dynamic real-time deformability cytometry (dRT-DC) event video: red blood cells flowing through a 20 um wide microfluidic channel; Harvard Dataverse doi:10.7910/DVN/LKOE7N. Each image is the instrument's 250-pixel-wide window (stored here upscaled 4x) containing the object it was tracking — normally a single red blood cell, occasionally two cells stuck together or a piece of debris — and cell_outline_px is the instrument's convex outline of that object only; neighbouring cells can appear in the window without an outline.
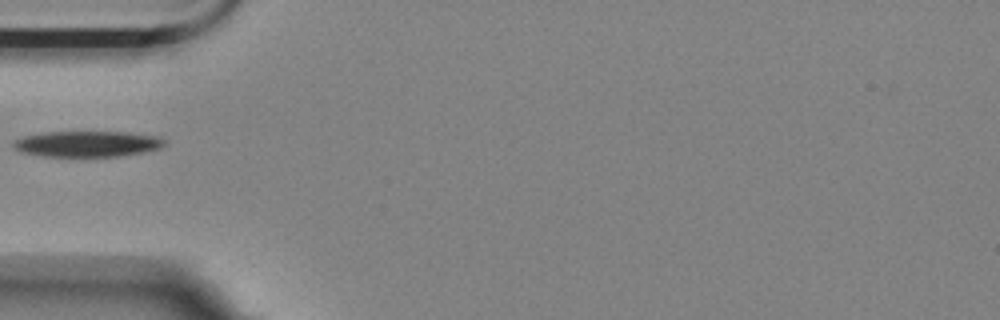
{"species": "Egyptian fruit bat (a non-hibernating species)", "species_latin": "Rousettus aegyptiacus", "temperature_condition": "room temperature", "stored_images_in_passage": 31, "camera_frame_rate_fps": 3000, "um_per_image_px": 0.085, "animal": {"sex": "female"}, "frame": {"image": 1, "passage_image": 1, "time_ms": 0.0, "image_size_px": [1000, 320], "cell_outline_px": [[168, 144], [160, 148], [144, 152], [120, 156], [44, 156], [20, 152], [12, 144], [12, 140], [24, 136], [44, 132], [124, 132], [160, 136]], "centroid_in_image_um": [7.44, 12.22], "position_along_channel_um": 77.6, "area_um2": 22.83}}
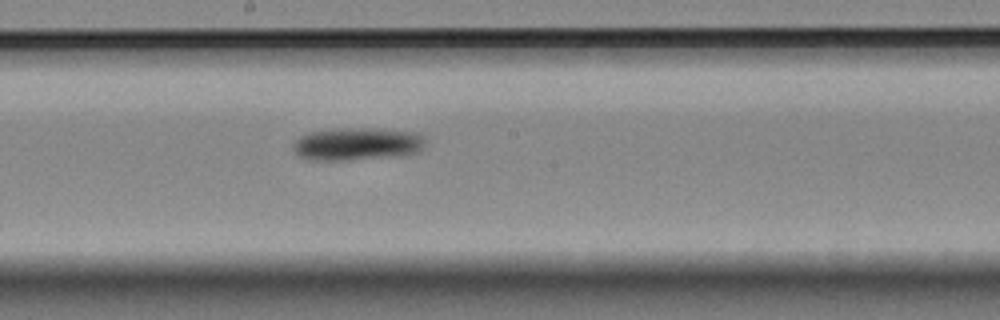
{"frame": {"image": 2, "passage_image": 13, "time_ms": 4.0, "image_size_px": [1000, 320], "cell_outline_px": [[424, 144], [420, 152], [400, 156], [348, 160], [312, 160], [300, 156], [292, 148], [292, 144], [300, 136], [308, 132], [332, 128], [372, 128], [420, 132], [424, 136]], "centroid_in_image_um": [30.38, 12.22], "position_along_channel_um": 217.8, "area_um2": 25.66}}
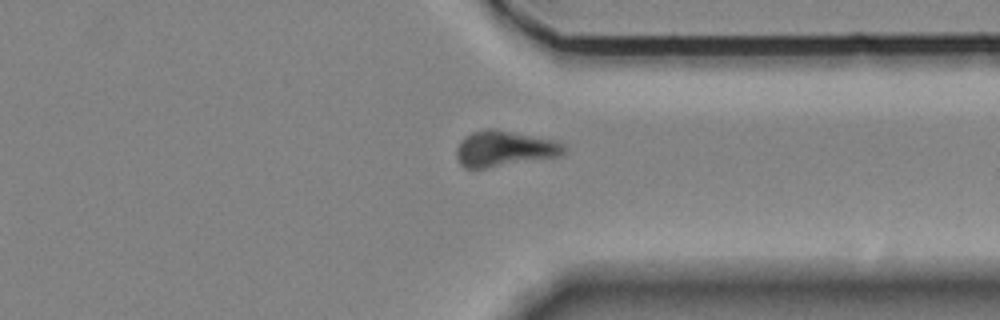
{"frame": {"image": 3, "passage_image": 26, "time_ms": 8.333, "image_size_px": [1000, 320], "cell_outline_px": [[568, 148], [560, 156], [484, 168], [464, 168], [460, 164], [456, 156], [456, 148], [460, 140], [464, 136], [472, 132], [484, 128], [496, 128], [560, 140]], "centroid_in_image_um": [42.89, 12.6], "position_along_channel_um": 368.5, "area_um2": 22.89}}